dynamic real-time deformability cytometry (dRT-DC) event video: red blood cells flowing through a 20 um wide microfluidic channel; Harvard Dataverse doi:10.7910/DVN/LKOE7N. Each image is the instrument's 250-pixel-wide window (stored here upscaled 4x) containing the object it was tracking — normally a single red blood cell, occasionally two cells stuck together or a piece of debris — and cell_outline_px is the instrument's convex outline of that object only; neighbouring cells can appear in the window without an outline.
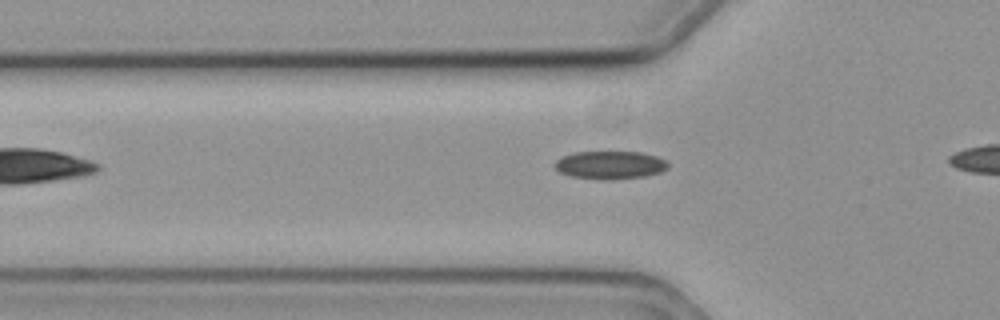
{"species": "common noctule bat (a hibernating species)", "species_latin": "Nyctalus noctula", "temperature_condition": "cold", "stored_images_in_passage": 12, "camera_frame_rate_fps": 3000, "um_per_image_px": 0.085, "animal": {"sex": "female", "body_mass_g": 19.3, "forearm_length_mm": 54.1}, "frame": {"image": 1, "passage_image": 2, "time_ms": 0.333, "image_size_px": [1000, 320], "cell_outline_px": [[668, 168], [660, 172], [644, 176], [612, 180], [572, 176], [560, 172], [552, 164], [556, 160], [572, 152], [640, 152], [656, 156], [664, 160], [668, 164]], "centroid_in_image_um": [51.85, 14.02], "position_along_channel_um": 74.0, "area_um2": 18.32}}
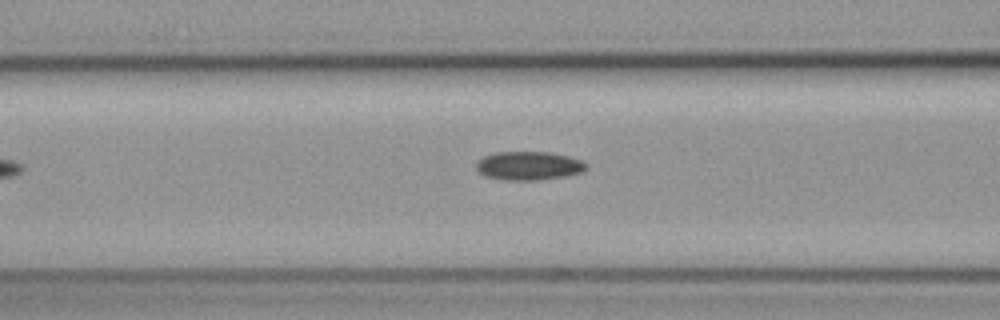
{"frame": {"image": 2, "passage_image": 6, "time_ms": 1.667, "image_size_px": [1000, 320], "cell_outline_px": [[588, 168], [580, 172], [564, 176], [536, 180], [504, 180], [484, 176], [476, 168], [476, 160], [492, 152], [548, 152], [568, 156], [580, 160], [588, 164]], "centroid_in_image_um": [44.9, 14.08], "position_along_channel_um": 121.7, "area_um2": 18.38}}
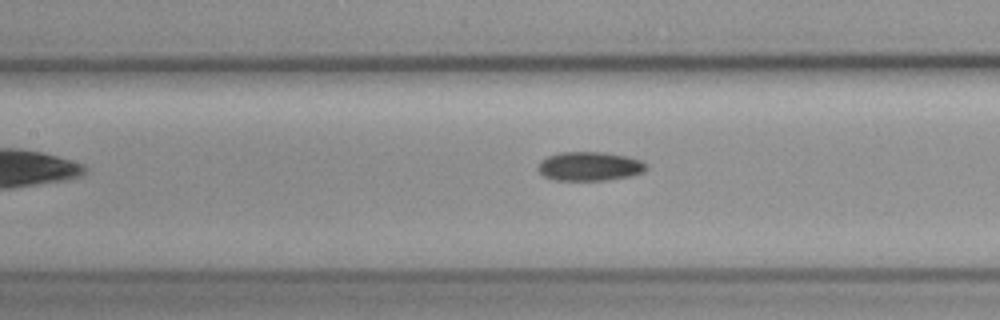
{"frame": {"image": 3, "passage_image": 9, "time_ms": 2.667, "image_size_px": [1000, 320], "cell_outline_px": [[648, 168], [644, 172], [632, 176], [608, 180], [556, 180], [544, 176], [540, 172], [540, 160], [548, 156], [560, 152], [604, 152], [628, 156], [640, 160], [648, 164]], "centroid_in_image_um": [50.18, 14.13], "position_along_channel_um": 157.2, "area_um2": 18.38}}